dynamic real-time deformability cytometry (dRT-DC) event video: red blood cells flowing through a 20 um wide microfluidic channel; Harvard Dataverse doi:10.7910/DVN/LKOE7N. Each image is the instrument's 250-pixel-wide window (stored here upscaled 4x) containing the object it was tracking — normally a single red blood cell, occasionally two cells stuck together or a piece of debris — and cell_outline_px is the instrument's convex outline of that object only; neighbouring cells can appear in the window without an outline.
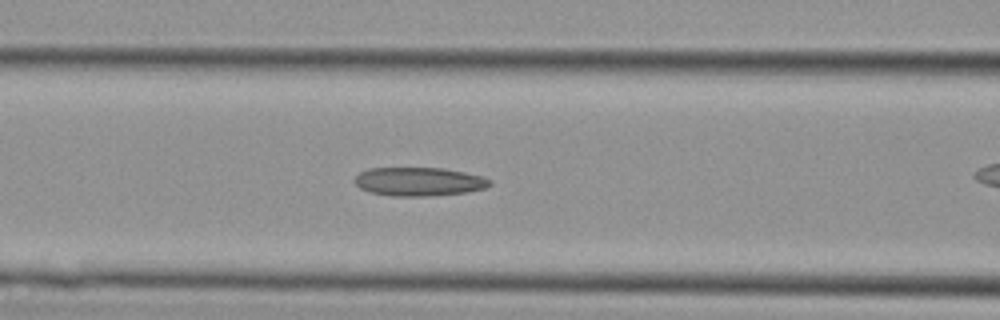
{"species": "Egyptian fruit bat (a non-hibernating species)", "species_latin": "Rousettus aegyptiacus", "temperature_condition": "cold", "stored_images_in_passage": 26, "camera_frame_rate_fps": 3000, "um_per_image_px": 0.085, "animal": {"sex": "female"}, "frame": {"image": 1, "passage_image": 11, "time_ms": 3.333, "image_size_px": [1000, 320], "cell_outline_px": [[492, 184], [484, 188], [464, 192], [424, 196], [392, 196], [372, 192], [360, 188], [352, 180], [360, 172], [368, 168], [444, 168], [464, 172], [480, 176], [492, 180]], "centroid_in_image_um": [35.58, 15.43], "position_along_channel_um": 131.0, "area_um2": 22.37}}
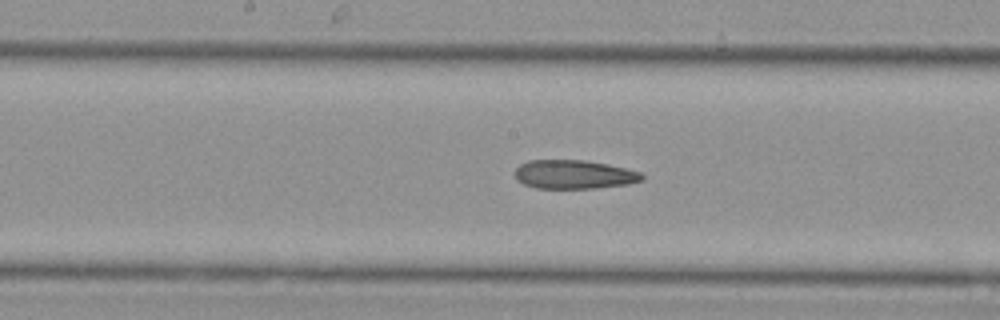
{"frame": {"image": 2, "passage_image": 15, "time_ms": 4.667, "image_size_px": [1000, 320], "cell_outline_px": [[644, 180], [628, 184], [596, 188], [536, 188], [524, 184], [516, 180], [512, 172], [520, 164], [528, 160], [584, 160], [608, 164], [640, 172], [644, 176]], "centroid_in_image_um": [48.75, 14.83], "position_along_channel_um": 199.4, "area_um2": 21.5}}
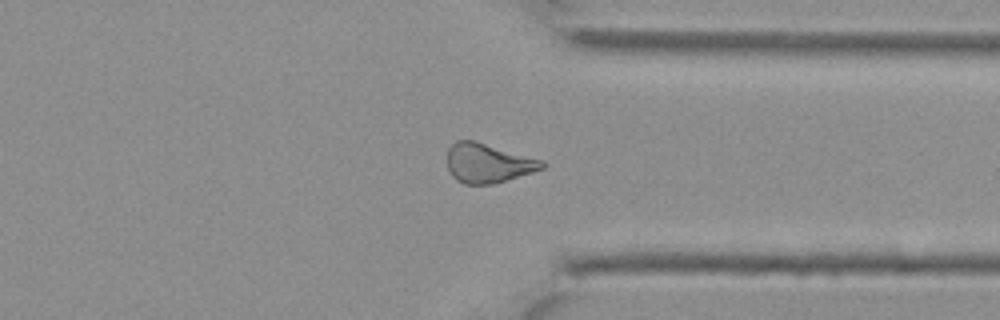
{"frame": {"image": 3, "passage_image": 25, "time_ms": 8.0, "image_size_px": [1000, 320], "cell_outline_px": [[548, 164], [544, 168], [532, 172], [492, 184], [464, 184], [456, 180], [452, 176], [448, 168], [448, 148], [456, 140], [472, 140], [544, 160]], "centroid_in_image_um": [41.49, 13.86], "position_along_channel_um": 369.9, "area_um2": 21.62}}